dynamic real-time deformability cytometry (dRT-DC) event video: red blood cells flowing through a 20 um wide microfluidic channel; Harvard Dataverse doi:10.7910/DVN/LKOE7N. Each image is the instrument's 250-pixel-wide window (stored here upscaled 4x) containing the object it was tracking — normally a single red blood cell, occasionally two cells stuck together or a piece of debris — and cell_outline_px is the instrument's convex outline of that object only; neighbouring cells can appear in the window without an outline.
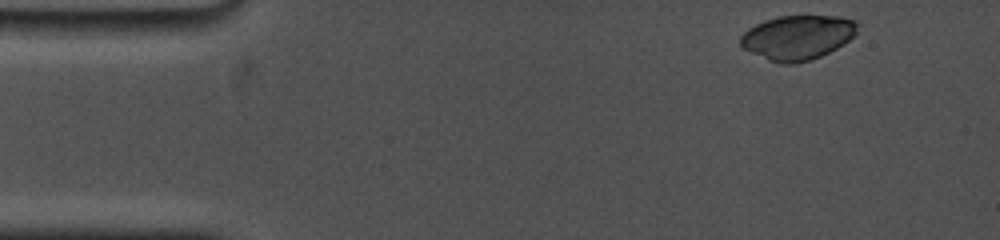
{"species": "common noctule bat (a hibernating species)", "species_latin": "Nyctalus noctula", "temperature_condition": "cold", "stored_images_in_passage": 15, "camera_frame_rate_fps": 5000, "um_per_image_px": 0.085, "animal": {"sex": "female", "body_mass_g": 19.0, "forearm_length_mm": 53.3}, "frame": {"image": 1, "passage_image": 1, "time_ms": 0.0, "image_size_px": [1000, 240], "cell_outline_px": [[860, 24], [856, 32], [844, 44], [820, 56], [796, 64], [784, 64], [768, 60], [744, 48], [740, 44], [740, 36], [748, 28], [764, 20], [780, 16], [840, 16], [852, 20]], "centroid_in_image_um": [67.79, 3.17], "position_along_channel_um": 17.2, "area_um2": 30.11}}